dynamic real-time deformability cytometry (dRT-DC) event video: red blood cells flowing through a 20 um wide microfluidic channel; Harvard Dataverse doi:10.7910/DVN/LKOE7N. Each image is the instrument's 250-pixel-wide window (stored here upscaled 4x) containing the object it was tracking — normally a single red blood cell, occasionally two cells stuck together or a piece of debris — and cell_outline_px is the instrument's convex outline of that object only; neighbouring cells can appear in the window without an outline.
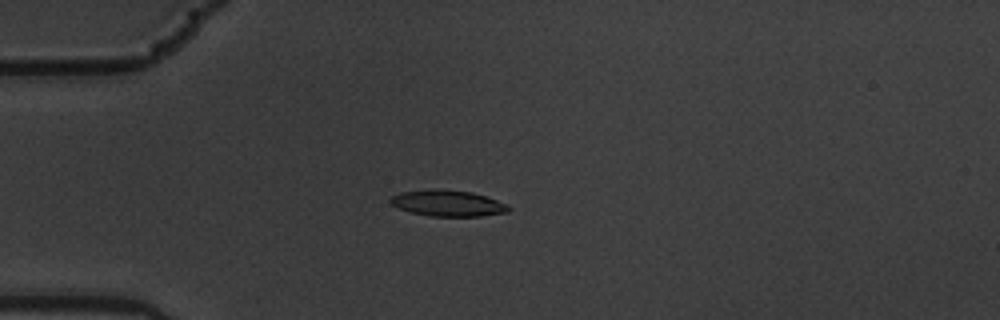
{"species": "common noctule bat (a hibernating species)", "species_latin": "Nyctalus noctula", "temperature_condition": "warm", "stored_images_in_passage": 58, "camera_frame_rate_fps": 3000, "um_per_image_px": 0.085, "animal": {"sex": "male", "body_mass_g": 19.5, "forearm_length_mm": 54.6}, "frame": {"image": 1, "passage_image": 16, "time_ms": 5.0, "image_size_px": [1000, 320], "cell_outline_px": [[512, 208], [508, 212], [480, 216], [428, 216], [412, 212], [400, 208], [392, 204], [388, 200], [392, 196], [400, 192], [432, 188], [472, 192], [508, 204]], "centroid_in_image_um": [38.07, 17.27], "position_along_channel_um": 46.9, "area_um2": 17.98}}
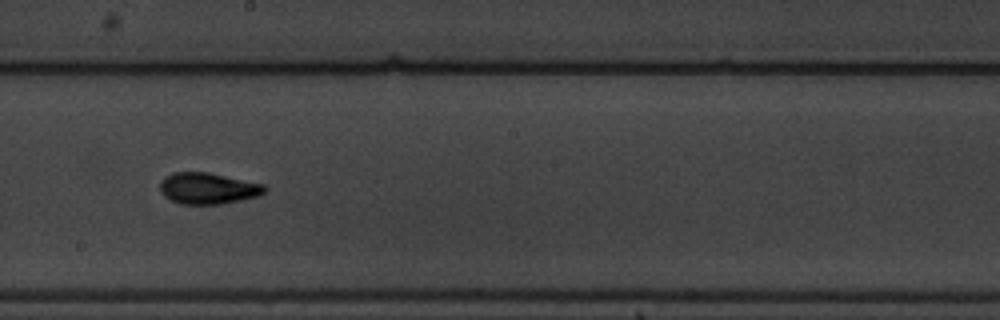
{"frame": {"image": 2, "passage_image": 33, "time_ms": 10.667, "image_size_px": [1000, 320], "cell_outline_px": [[268, 188], [260, 196], [220, 204], [180, 204], [164, 196], [160, 192], [160, 180], [164, 176], [172, 172], [208, 172], [264, 184]], "centroid_in_image_um": [17.66, 16.0], "position_along_channel_um": 230.5, "area_um2": 19.25}}
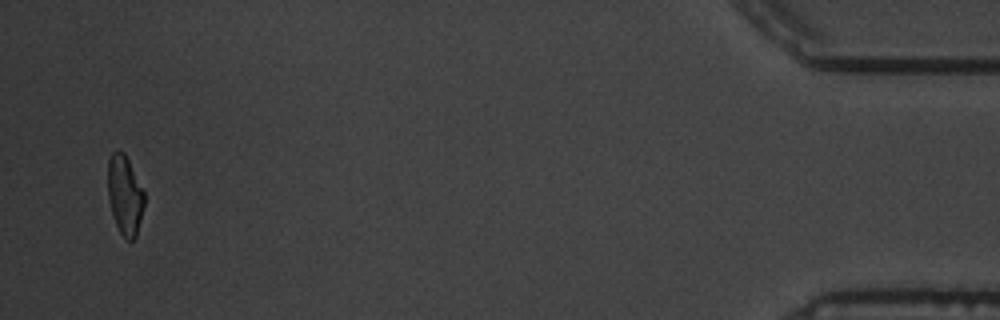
{"frame": {"image": 3, "passage_image": 56, "time_ms": 18.333, "image_size_px": [1000, 320], "cell_outline_px": [[144, 204], [136, 236], [132, 240], [128, 240], [120, 232], [116, 224], [112, 212], [108, 196], [108, 160], [112, 152], [124, 152], [144, 192]], "centroid_in_image_um": [10.6, 16.58], "position_along_channel_um": 424.6, "area_um2": 16.42}, "authors_computed_cell_mechanics": {"area_um2": 17.9758, "velocity_mm_per_s": 3.5759, "shape_relaxation_time_tau1_ms": 4.1106, "shape_relaxation_time_tau2_ms": 1.9735, "deformation_change_tau1": 0.1751, "deformation_change_tau2": 0.0884}}